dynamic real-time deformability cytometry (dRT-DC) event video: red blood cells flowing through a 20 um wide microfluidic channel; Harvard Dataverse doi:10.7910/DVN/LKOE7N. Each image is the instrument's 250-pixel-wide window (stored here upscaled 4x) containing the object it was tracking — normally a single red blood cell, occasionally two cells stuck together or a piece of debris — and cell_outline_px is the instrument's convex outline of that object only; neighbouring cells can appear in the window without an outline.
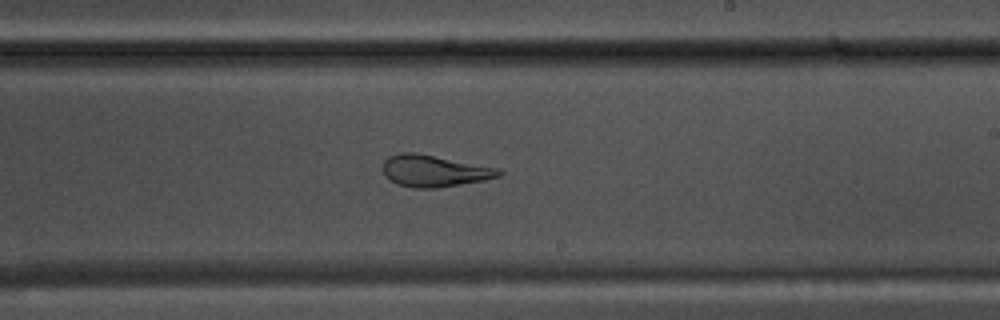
{"species": "common noctule bat (a hibernating species)", "species_latin": "Nyctalus noctula", "temperature_condition": "warm", "stored_images_in_passage": 55, "segment_of_instrument_passage": [1, 2], "camera_frame_rate_fps": 3000, "um_per_image_px": 0.085, "animal": {"sex": "male", "body_mass_g": 17.5, "forearm_length_mm": 52.3}, "frame": {"image": 1, "passage_image": 32, "time_ms": 10.333, "image_size_px": [1000, 320], "cell_outline_px": [[504, 172], [500, 176], [484, 180], [436, 188], [412, 188], [396, 184], [384, 176], [384, 160], [388, 156], [400, 152], [412, 152], [500, 168]], "centroid_in_image_um": [36.9, 14.53], "position_along_channel_um": 252.1, "area_um2": 21.39}}
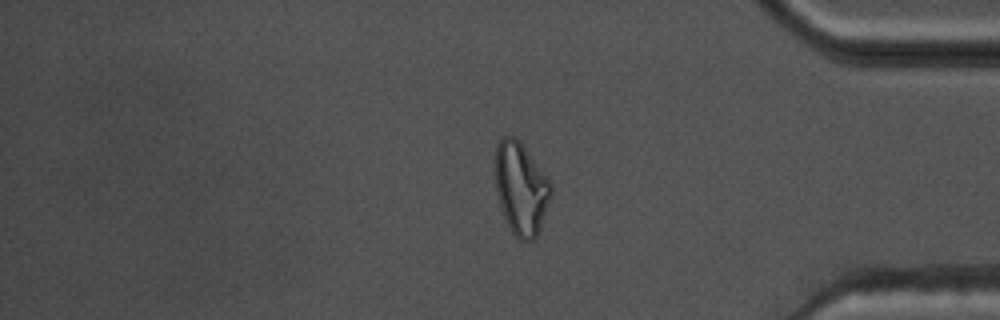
{"frame": {"image": 2, "passage_image": 45, "time_ms": 14.667, "image_size_px": [1000, 320], "cell_outline_px": [[552, 196], [540, 228], [536, 236], [532, 240], [520, 240], [508, 228], [496, 192], [496, 144], [504, 136], [516, 136], [520, 140], [552, 184]], "centroid_in_image_um": [44.29, 16.01], "position_along_channel_um": 390.9, "area_um2": 29.94}}
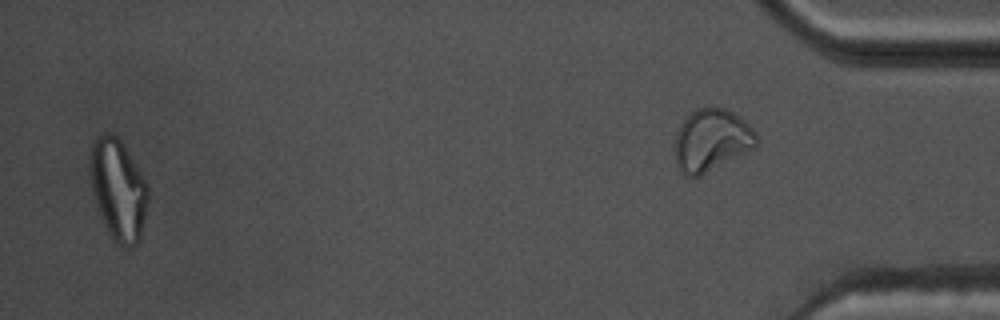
{"frame": {"image": 3, "passage_image": 53, "time_ms": 17.333, "image_size_px": [1000, 320], "cell_outline_px": [[148, 200], [140, 244], [132, 248], [124, 248], [116, 244], [112, 240], [104, 224], [96, 204], [92, 192], [88, 168], [88, 160], [92, 140], [96, 136], [108, 132], [112, 132], [120, 140], [140, 172], [148, 188]], "centroid_in_image_um": [10.02, 16.15], "position_along_channel_um": 425.2, "area_um2": 34.74}}